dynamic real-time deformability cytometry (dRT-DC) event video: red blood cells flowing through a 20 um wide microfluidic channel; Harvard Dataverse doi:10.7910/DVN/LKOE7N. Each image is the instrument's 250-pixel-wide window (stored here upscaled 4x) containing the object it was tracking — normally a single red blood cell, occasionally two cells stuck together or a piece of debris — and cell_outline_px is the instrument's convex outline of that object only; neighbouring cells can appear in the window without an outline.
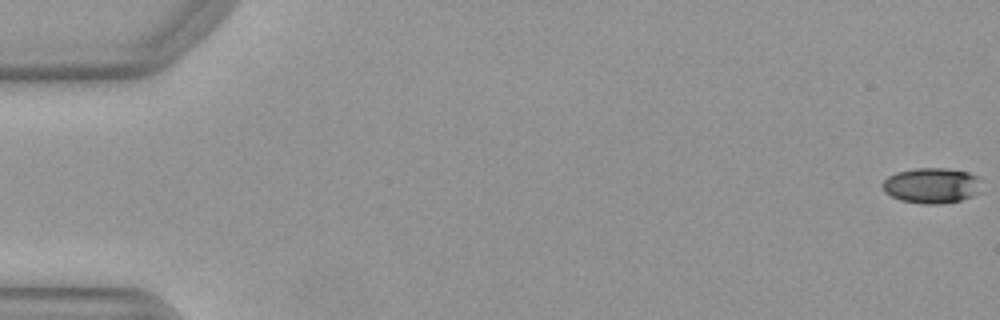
{"species": "Egyptian fruit bat (a non-hibernating species)", "species_latin": "Rousettus aegyptiacus", "temperature_condition": "warm", "stored_images_in_passage": 52, "camera_frame_rate_fps": 3000, "um_per_image_px": 0.085, "animal": {"sex": "female"}, "frame": {"image": 1, "passage_image": 1, "time_ms": 0.0, "image_size_px": [1000, 320], "cell_outline_px": [[976, 192], [972, 196], [960, 200], [936, 204], [924, 204], [900, 200], [884, 192], [884, 180], [888, 176], [896, 172], [916, 168], [948, 168], [968, 172], [976, 176]], "centroid_in_image_um": [79.11, 15.76], "position_along_channel_um": 5.9, "area_um2": 19.94}}
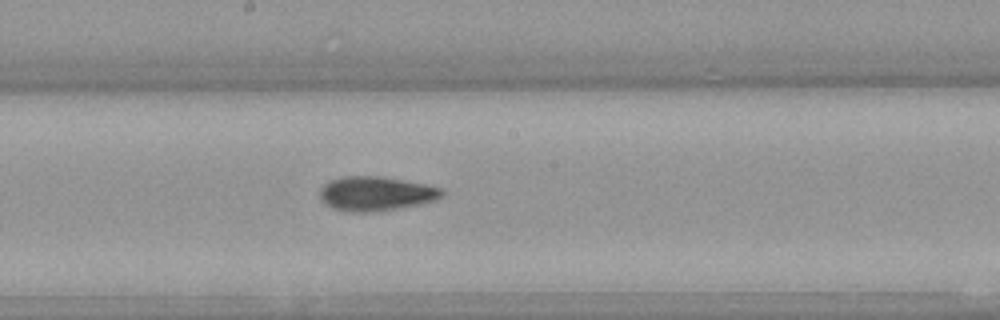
{"frame": {"image": 2, "passage_image": 29, "time_ms": 9.333, "image_size_px": [1000, 320], "cell_outline_px": [[444, 196], [436, 200], [420, 204], [380, 212], [344, 212], [332, 208], [324, 204], [320, 200], [320, 188], [324, 184], [332, 180], [344, 176], [380, 176], [424, 184], [440, 188], [444, 192]], "centroid_in_image_um": [31.92, 16.48], "position_along_channel_um": 216.3, "area_um2": 24.68}}
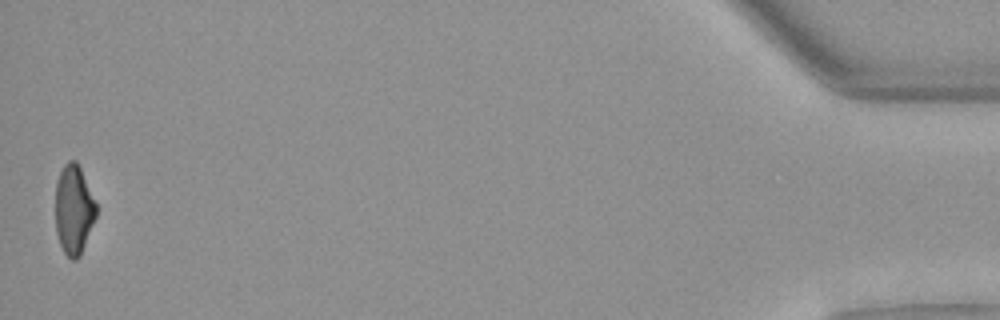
{"frame": {"image": 3, "passage_image": 52, "time_ms": 17.0, "image_size_px": [1000, 320], "cell_outline_px": [[96, 216], [80, 256], [76, 260], [72, 260], [64, 252], [60, 244], [56, 232], [56, 184], [60, 172], [64, 164], [68, 160], [76, 160], [80, 168], [96, 204]], "centroid_in_image_um": [6.26, 17.82], "position_along_channel_um": 428.9, "area_um2": 20.92}, "authors_computed_cell_mechanics": {"area_um2": 22.3975, "velocity_mm_per_s": 3.9957, "shape_relaxation_time_tau1_ms": 6.7301, "shape_relaxation_time_tau2_ms": 4.2975, "deformation_change_tau1": 0.2178, "deformation_change_tau2": 0.1093}}